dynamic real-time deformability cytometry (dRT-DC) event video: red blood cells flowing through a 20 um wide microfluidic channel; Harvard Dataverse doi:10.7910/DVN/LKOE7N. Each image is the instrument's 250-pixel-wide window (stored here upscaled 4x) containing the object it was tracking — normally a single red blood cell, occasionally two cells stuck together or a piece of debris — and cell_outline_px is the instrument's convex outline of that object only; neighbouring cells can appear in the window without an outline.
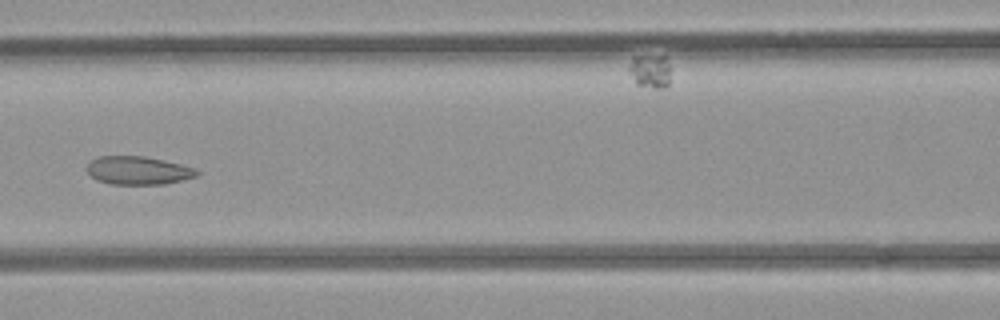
{"species": "common noctule bat (a hibernating species)", "species_latin": "Nyctalus noctula", "temperature_condition": "room temperature", "stored_images_in_passage": 7, "camera_frame_rate_fps": 3000, "um_per_image_px": 0.085, "animal": {"sex": "female", "body_mass_g": 21.9}, "frame": {"image": 1, "passage_image": 6, "time_ms": 6.667, "image_size_px": [1000, 320], "cell_outline_px": [[200, 172], [196, 176], [164, 184], [108, 184], [96, 180], [84, 168], [92, 160], [100, 156], [144, 156], [180, 164], [196, 168]], "centroid_in_image_um": [11.71, 14.49], "position_along_channel_um": 154.9, "area_um2": 18.03}}